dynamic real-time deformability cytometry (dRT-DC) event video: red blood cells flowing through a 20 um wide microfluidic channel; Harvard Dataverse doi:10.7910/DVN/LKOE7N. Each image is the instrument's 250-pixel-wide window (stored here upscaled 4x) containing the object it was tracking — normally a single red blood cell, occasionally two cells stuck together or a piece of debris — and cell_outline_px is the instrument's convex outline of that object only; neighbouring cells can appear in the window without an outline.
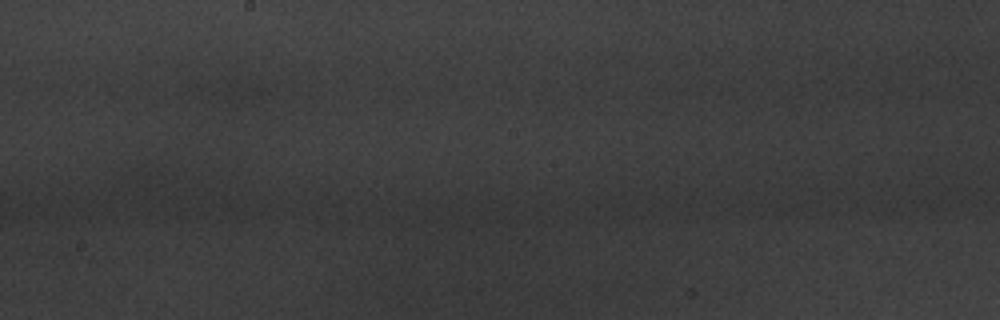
{"species": "common noctule bat (a hibernating species)", "species_latin": "Nyctalus noctula", "temperature_condition": "warm", "stored_images_in_passage": 19, "segment_of_instrument_passage": [2, 3], "camera_frame_rate_fps": 3000, "um_per_image_px": 0.085, "animal": {"sex": "male", "body_mass_g": 20.1, "forearm_length_mm": 53.5}, "frame": {"image": 1, "passage_image": 14, "time_ms": 4.333, "image_size_px": [1000, 320], "cell_outline_px": [[244, 156], [236, 180], [200, 184], [136, 184], [128, 176], [128, 164], [148, 152], [200, 136], [236, 128], [244, 140]], "centroid_in_image_um": [16.33, 13.69], "position_along_channel_um": 231.9, "area_um2": 33.52}}